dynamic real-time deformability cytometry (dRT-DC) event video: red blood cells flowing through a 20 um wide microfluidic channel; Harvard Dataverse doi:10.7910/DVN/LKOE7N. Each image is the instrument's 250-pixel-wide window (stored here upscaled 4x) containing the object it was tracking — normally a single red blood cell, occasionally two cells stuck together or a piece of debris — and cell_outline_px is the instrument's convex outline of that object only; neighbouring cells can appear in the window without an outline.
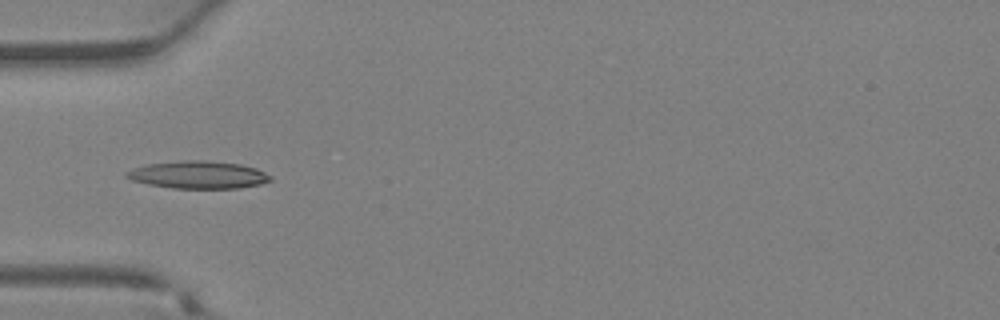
{"species": "Egyptian fruit bat (a non-hibernating species)", "species_latin": "Rousettus aegyptiacus", "temperature_condition": "warm", "stored_images_in_passage": 13, "camera_frame_rate_fps": 3000, "um_per_image_px": 0.085, "animal": {"sex": "female"}, "frame": {"image": 1, "passage_image": 11, "time_ms": 3.333, "image_size_px": [1000, 320], "cell_outline_px": [[272, 180], [260, 184], [240, 188], [172, 188], [148, 184], [132, 180], [124, 176], [124, 172], [132, 168], [148, 164], [180, 160], [204, 160], [240, 164], [256, 168], [272, 176]], "centroid_in_image_um": [16.83, 14.85], "position_along_channel_um": 68.2, "area_um2": 23.18}}